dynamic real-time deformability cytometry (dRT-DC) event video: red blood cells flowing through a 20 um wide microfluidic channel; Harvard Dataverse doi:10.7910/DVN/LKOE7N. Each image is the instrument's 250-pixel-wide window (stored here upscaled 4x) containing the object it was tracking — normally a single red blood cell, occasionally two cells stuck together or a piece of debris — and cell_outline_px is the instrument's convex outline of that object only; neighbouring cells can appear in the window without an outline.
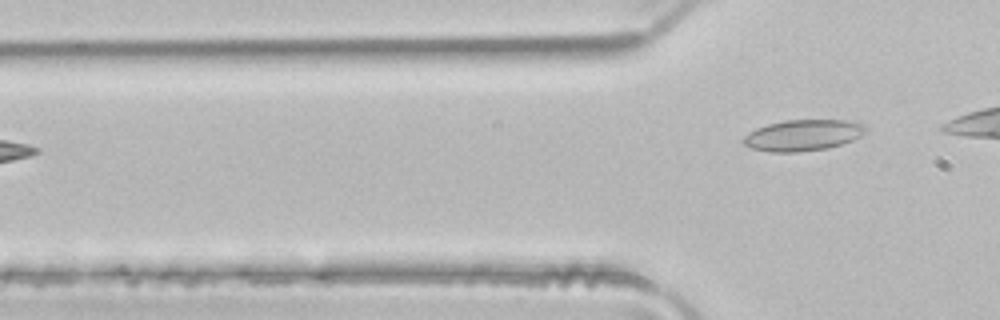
{"species": "common noctule bat (a hibernating species)", "species_latin": "Nyctalus noctula", "temperature_condition": "room temperature", "stored_images_in_passage": 4, "camera_frame_rate_fps": 3000, "um_per_image_px": 0.085, "animal": {"sex": "male", "body_mass_g": 21.5, "forearm_length_mm": 52.0}, "frame": {"image": 1, "passage_image": 4, "time_ms": 1.0, "image_size_px": [1000, 320], "cell_outline_px": [[868, 128], [860, 136], [852, 140], [828, 148], [800, 152], [768, 152], [752, 148], [744, 144], [744, 136], [748, 132], [756, 128], [768, 124], [784, 120], [844, 120], [864, 124]], "centroid_in_image_um": [68.24, 11.49], "position_along_channel_um": 57.6, "area_um2": 22.14}}